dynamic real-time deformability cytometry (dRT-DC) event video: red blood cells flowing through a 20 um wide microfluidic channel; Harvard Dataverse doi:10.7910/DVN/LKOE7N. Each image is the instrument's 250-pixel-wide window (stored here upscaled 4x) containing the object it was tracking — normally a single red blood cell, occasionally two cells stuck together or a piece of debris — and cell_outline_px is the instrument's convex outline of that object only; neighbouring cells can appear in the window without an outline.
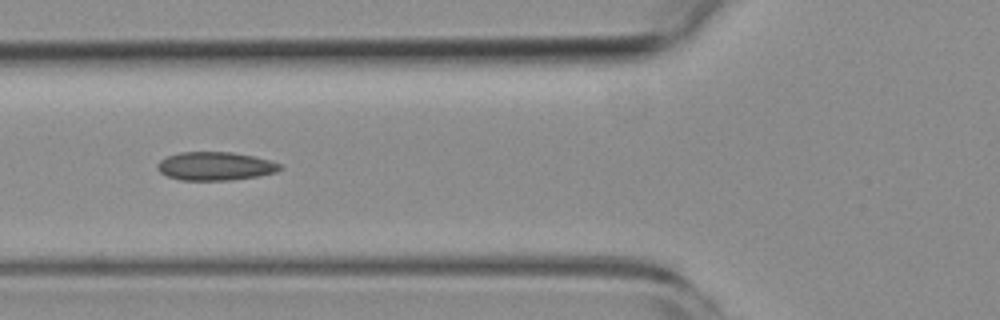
{"species": "common noctule bat (a hibernating species)", "species_latin": "Nyctalus noctula", "temperature_condition": "room temperature", "stored_images_in_passage": 24, "camera_frame_rate_fps": 3000, "um_per_image_px": 0.085, "animal": {"sex": "female", "body_mass_g": 19.3, "forearm_length_mm": 54.1}, "frame": {"image": 1, "passage_image": 20, "time_ms": 6.333, "image_size_px": [1000, 320], "cell_outline_px": [[284, 168], [276, 172], [260, 176], [232, 180], [180, 180], [168, 176], [160, 172], [156, 168], [156, 164], [160, 160], [168, 156], [180, 152], [232, 152], [272, 160], [280, 164]], "centroid_in_image_um": [18.32, 14.12], "position_along_channel_um": 107.5, "area_um2": 20.46}}